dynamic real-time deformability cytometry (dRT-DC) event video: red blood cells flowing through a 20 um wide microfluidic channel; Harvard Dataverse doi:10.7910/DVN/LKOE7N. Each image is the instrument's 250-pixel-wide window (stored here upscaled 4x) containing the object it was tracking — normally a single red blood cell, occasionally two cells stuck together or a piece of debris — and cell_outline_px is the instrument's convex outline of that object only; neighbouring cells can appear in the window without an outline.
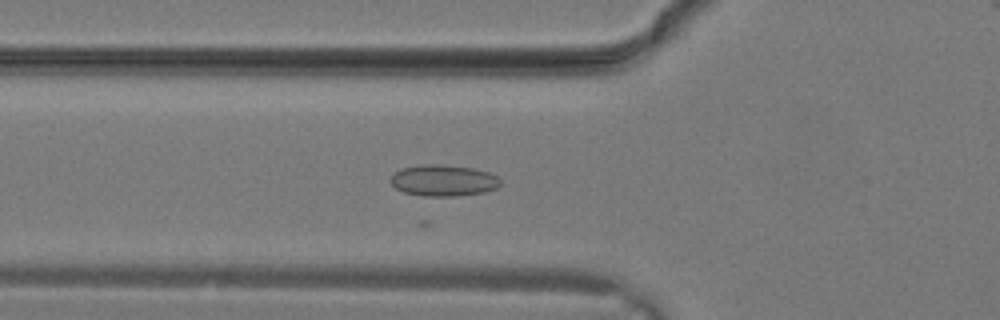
{"species": "common noctule bat (a hibernating species)", "species_latin": "Nyctalus noctula", "temperature_condition": "warm", "stored_images_in_passage": 12, "camera_frame_rate_fps": 3000, "um_per_image_px": 0.085, "animal": {"sex": "male", "body_mass_g": 19.2, "forearm_length_mm": 51.8}, "frame": {"image": 1, "passage_image": 6, "time_ms": 1.667, "image_size_px": [1000, 320], "cell_outline_px": [[500, 184], [496, 188], [484, 192], [456, 196], [424, 196], [404, 192], [396, 188], [388, 180], [392, 172], [400, 168], [424, 164], [440, 164], [472, 168], [488, 172], [496, 176], [500, 180]], "centroid_in_image_um": [37.63, 15.33], "position_along_channel_um": 88.2, "area_um2": 20.17}}
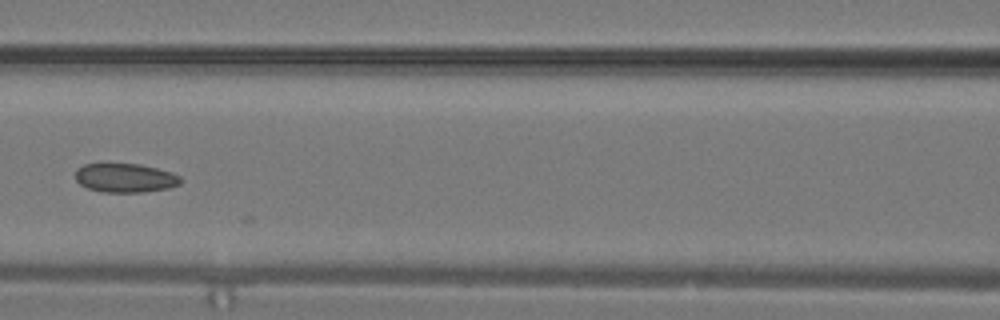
{"frame": {"image": 2, "passage_image": 9, "time_ms": 2.667, "image_size_px": [1000, 320], "cell_outline_px": [[180, 184], [168, 188], [144, 192], [104, 192], [88, 188], [80, 184], [76, 180], [76, 168], [84, 164], [140, 164], [172, 172], [180, 176]], "centroid_in_image_um": [10.64, 15.12], "position_along_channel_um": 156.0, "area_um2": 17.69}}